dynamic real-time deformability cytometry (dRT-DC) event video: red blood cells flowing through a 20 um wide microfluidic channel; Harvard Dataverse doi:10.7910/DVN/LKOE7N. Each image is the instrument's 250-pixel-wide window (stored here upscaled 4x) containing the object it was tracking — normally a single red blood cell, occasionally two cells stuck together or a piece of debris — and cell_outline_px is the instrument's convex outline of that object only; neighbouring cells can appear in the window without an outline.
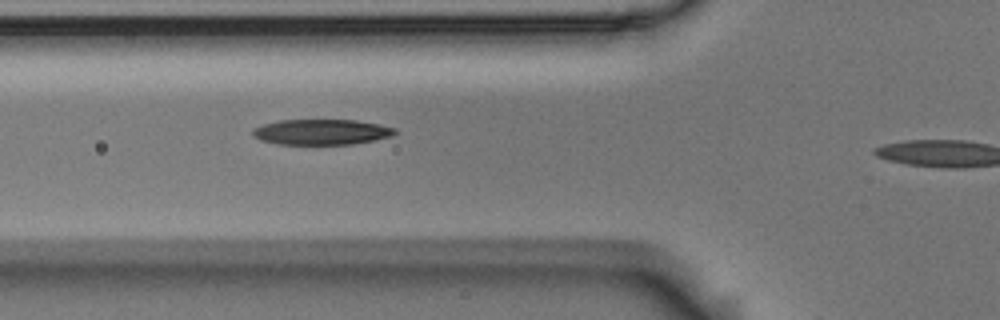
{"species": "Egyptian fruit bat (a non-hibernating species)", "species_latin": "Rousettus aegyptiacus", "temperature_condition": "room temperature", "stored_images_in_passage": 5, "segment_of_instrument_passage": [1, 2], "camera_frame_rate_fps": 3000, "um_per_image_px": 0.085, "animal": {"sex": "male"}, "frame": {"image": 1, "passage_image": 4, "time_ms": 1.0, "image_size_px": [1000, 320], "cell_outline_px": [[396, 132], [392, 136], [376, 140], [352, 144], [276, 144], [260, 140], [252, 136], [252, 128], [264, 124], [280, 120], [356, 120], [396, 128]], "centroid_in_image_um": [27.3, 11.22], "position_along_channel_um": 98.5, "area_um2": 21.15}}